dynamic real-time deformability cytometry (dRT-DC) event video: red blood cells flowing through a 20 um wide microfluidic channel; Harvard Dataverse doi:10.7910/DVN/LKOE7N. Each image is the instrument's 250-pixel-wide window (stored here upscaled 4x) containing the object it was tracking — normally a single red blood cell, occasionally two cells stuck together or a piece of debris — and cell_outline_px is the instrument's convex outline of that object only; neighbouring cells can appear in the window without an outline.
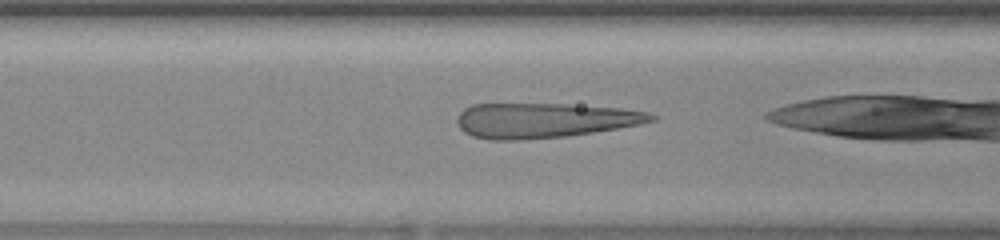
{"species": "human", "species_latin": "Homo sapiens", "temperature_condition": "warm", "stored_images_in_passage": 33, "camera_frame_rate_fps": 3000, "um_per_image_px": 0.085, "donor": {"sex": "female"}, "frame": {"image": 1, "passage_image": 15, "time_ms": 4.667, "image_size_px": [1000, 240], "cell_outline_px": [[660, 116], [656, 120], [640, 124], [568, 136], [520, 140], [488, 140], [472, 136], [464, 132], [460, 128], [456, 120], [456, 116], [464, 108], [472, 104], [568, 104], [620, 108], [648, 112]], "centroid_in_image_um": [46.24, 10.23], "position_along_channel_um": 120.4, "area_um2": 39.71}}
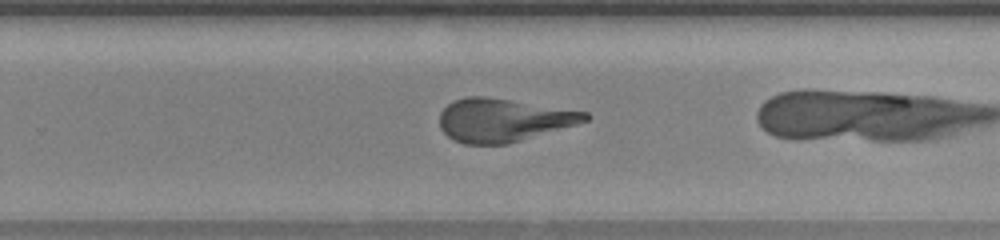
{"frame": {"image": 2, "passage_image": 26, "time_ms": 8.333, "image_size_px": [1000, 240], "cell_outline_px": [[588, 120], [576, 124], [508, 144], [464, 144], [452, 140], [440, 128], [440, 112], [448, 104], [456, 100], [468, 96], [484, 96], [588, 112]], "centroid_in_image_um": [42.73, 10.21], "position_along_channel_um": 287.1, "area_um2": 36.24}}